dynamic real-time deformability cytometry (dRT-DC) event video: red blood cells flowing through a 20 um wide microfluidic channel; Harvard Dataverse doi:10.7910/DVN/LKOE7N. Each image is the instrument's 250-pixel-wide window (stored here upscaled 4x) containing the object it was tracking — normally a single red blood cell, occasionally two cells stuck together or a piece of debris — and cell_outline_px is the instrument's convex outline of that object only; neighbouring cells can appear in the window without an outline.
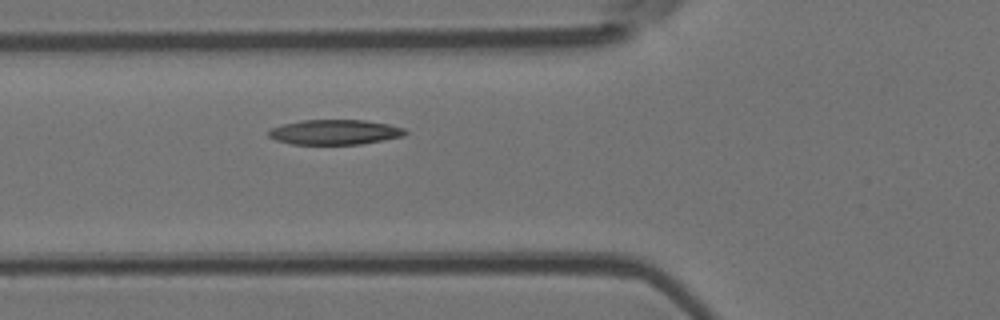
{"species": "Egyptian fruit bat (a non-hibernating species)", "species_latin": "Rousettus aegyptiacus", "temperature_condition": "room temperature", "stored_images_in_passage": 3, "camera_frame_rate_fps": 3000, "um_per_image_px": 0.085, "animal": {"sex": "female"}, "frame": {"image": 1, "passage_image": 3, "time_ms": 2.333, "image_size_px": [1000, 320], "cell_outline_px": [[408, 132], [404, 136], [384, 140], [360, 144], [292, 144], [276, 140], [268, 136], [268, 128], [284, 124], [304, 120], [364, 120], [388, 124], [404, 128]], "centroid_in_image_um": [28.46, 11.23], "position_along_channel_um": 97.3, "area_um2": 19.88}}